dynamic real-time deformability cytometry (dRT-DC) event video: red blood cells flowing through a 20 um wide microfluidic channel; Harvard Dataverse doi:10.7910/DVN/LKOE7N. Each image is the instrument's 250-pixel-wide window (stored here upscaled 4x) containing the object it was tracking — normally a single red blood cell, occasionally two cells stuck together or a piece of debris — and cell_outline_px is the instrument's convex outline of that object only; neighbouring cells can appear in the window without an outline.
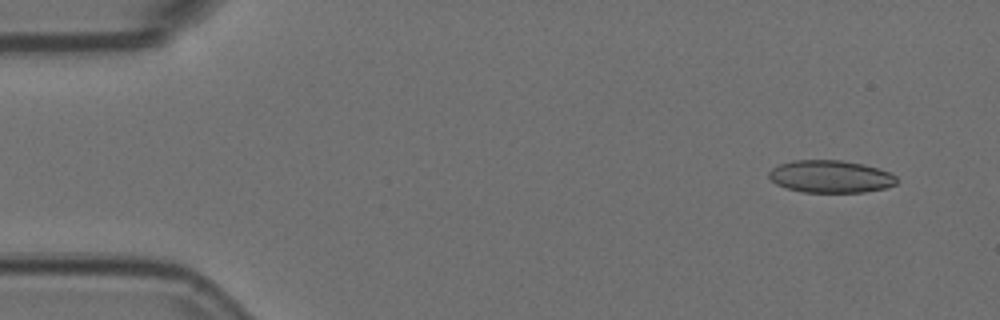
{"species": "Egyptian fruit bat (a non-hibernating species)", "species_latin": "Rousettus aegyptiacus", "temperature_condition": "room temperature", "stored_images_in_passage": 9, "camera_frame_rate_fps": 3000, "um_per_image_px": 0.085, "animal": {"sex": "female"}, "frame": {"image": 1, "passage_image": 4, "time_ms": 1.0, "image_size_px": [1000, 320], "cell_outline_px": [[896, 184], [884, 188], [864, 192], [804, 192], [788, 188], [776, 184], [768, 176], [768, 172], [776, 164], [792, 160], [840, 160], [864, 164], [888, 172], [896, 176]], "centroid_in_image_um": [70.55, 14.99], "position_along_channel_um": 14.4, "area_um2": 24.1}}